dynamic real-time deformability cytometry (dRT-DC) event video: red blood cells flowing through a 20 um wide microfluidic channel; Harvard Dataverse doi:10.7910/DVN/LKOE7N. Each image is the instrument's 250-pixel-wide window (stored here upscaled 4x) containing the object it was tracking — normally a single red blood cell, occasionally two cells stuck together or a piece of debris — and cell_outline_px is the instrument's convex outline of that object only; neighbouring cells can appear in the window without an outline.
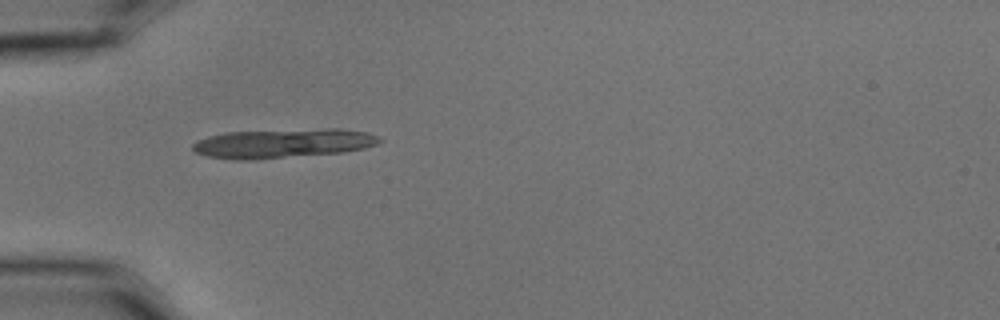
{"species": "common noctule bat (a hibernating species)", "species_latin": "Nyctalus noctula", "temperature_condition": "cold", "stored_images_in_passage": 2, "camera_frame_rate_fps": 3000, "um_per_image_px": 0.085, "animal": {"sex": "male", "body_mass_g": 15.6}, "frame": {"image": 1, "passage_image": 1, "time_ms": 0.0, "image_size_px": [1000, 320], "cell_outline_px": [[384, 140], [376, 144], [364, 148], [344, 152], [252, 160], [236, 160], [208, 156], [196, 152], [192, 148], [192, 144], [196, 140], [208, 136], [228, 132], [328, 128], [340, 128], [368, 132], [380, 136]], "centroid_in_image_um": [24.09, 12.18], "position_along_channel_um": 60.9, "area_um2": 32.02}}